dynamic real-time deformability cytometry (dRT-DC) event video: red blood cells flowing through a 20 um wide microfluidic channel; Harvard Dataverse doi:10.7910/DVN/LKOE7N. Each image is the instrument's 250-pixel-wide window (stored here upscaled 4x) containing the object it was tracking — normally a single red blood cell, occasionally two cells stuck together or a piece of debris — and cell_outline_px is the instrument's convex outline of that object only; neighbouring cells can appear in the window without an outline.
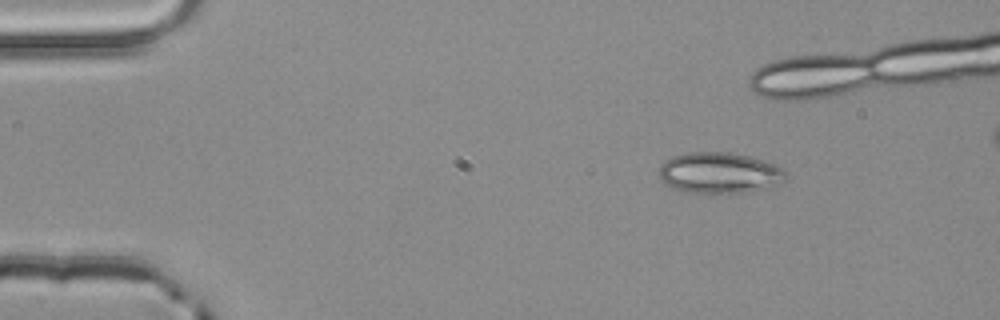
{"species": "common noctule bat (a hibernating species)", "species_latin": "Nyctalus noctula", "temperature_condition": "room temperature", "stored_images_in_passage": 5, "segment_of_instrument_passage": [2, 2], "camera_frame_rate_fps": 3000, "um_per_image_px": 0.085, "animal": {"sex": "male", "body_mass_g": 20.4}, "frame": {"image": 1, "passage_image": 5, "time_ms": 1.333, "image_size_px": [1000, 320], "cell_outline_px": [[788, 176], [784, 180], [748, 192], [728, 196], [684, 192], [664, 184], [660, 180], [660, 164], [664, 160], [672, 156], [688, 152], [728, 152], [748, 156], [764, 160], [776, 164], [784, 168], [788, 172]], "centroid_in_image_um": [61.12, 14.72], "position_along_channel_um": 23.9, "area_um2": 31.04}}